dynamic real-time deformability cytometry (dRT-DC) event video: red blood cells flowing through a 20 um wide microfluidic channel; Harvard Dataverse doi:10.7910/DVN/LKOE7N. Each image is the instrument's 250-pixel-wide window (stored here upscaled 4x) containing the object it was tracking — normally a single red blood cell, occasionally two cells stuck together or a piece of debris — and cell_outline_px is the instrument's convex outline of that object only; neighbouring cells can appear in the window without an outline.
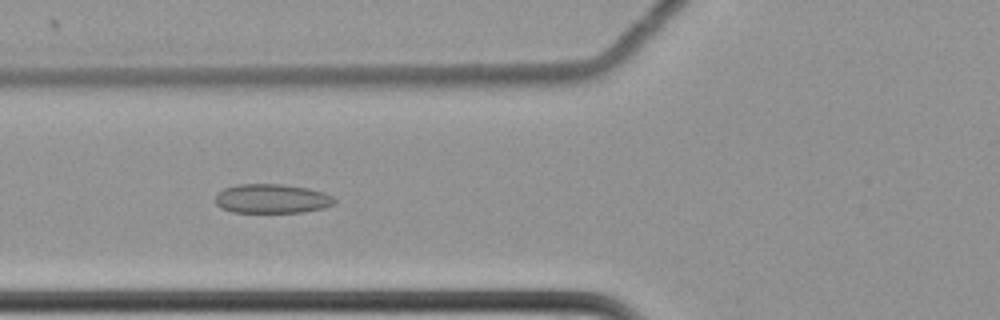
{"species": "common noctule bat (a hibernating species)", "species_latin": "Nyctalus noctula", "temperature_condition": "cold", "stored_images_in_passage": 61, "camera_frame_rate_fps": 3000, "um_per_image_px": 0.085, "animal": {"sex": "female", "body_mass_g": 22.7, "forearm_length_mm": 54.2}, "frame": {"image": 1, "passage_image": 25, "time_ms": 8.0, "image_size_px": [1000, 320], "cell_outline_px": [[336, 200], [332, 204], [324, 208], [304, 212], [232, 212], [220, 208], [216, 204], [216, 196], [224, 188], [236, 184], [280, 184], [308, 188], [324, 192], [332, 196]], "centroid_in_image_um": [23.11, 16.89], "position_along_channel_um": 102.7, "area_um2": 20.29}}
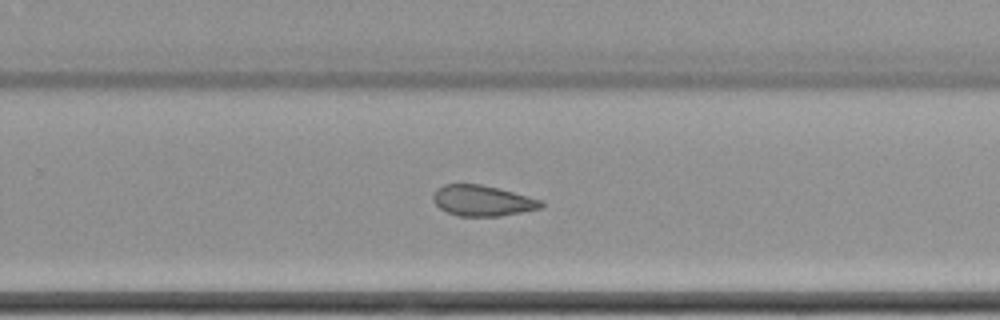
{"frame": {"image": 2, "passage_image": 41, "time_ms": 13.333, "image_size_px": [1000, 320], "cell_outline_px": [[544, 204], [540, 208], [500, 216], [460, 216], [448, 212], [440, 208], [432, 200], [432, 196], [436, 188], [444, 184], [480, 184], [544, 200]], "centroid_in_image_um": [40.98, 17.05], "position_along_channel_um": 288.8, "area_um2": 19.19}}
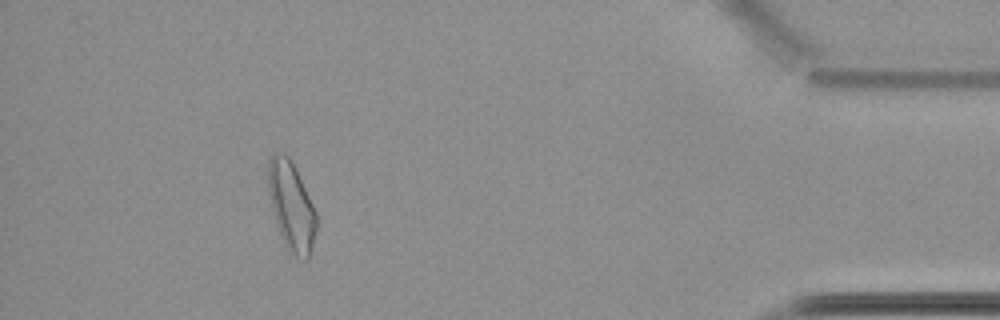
{"frame": {"image": 3, "passage_image": 56, "time_ms": 18.333, "image_size_px": [1000, 320], "cell_outline_px": [[316, 232], [308, 260], [304, 260], [296, 256], [288, 248], [280, 232], [272, 208], [268, 188], [268, 160], [276, 152], [284, 152], [288, 156], [296, 168], [316, 212]], "centroid_in_image_um": [24.77, 17.48], "position_along_channel_um": 410.4, "area_um2": 24.45}, "authors_computed_cell_mechanics": {"area_um2": 21.5016, "velocity_mm_per_s": 3.4856, "shape_relaxation_time_tau1_ms": 8.2614, "shape_relaxation_time_tau2_ms": 2.7997, "deformation_change_tau1": 0.0908, "deformation_change_tau2": 0.0944}}